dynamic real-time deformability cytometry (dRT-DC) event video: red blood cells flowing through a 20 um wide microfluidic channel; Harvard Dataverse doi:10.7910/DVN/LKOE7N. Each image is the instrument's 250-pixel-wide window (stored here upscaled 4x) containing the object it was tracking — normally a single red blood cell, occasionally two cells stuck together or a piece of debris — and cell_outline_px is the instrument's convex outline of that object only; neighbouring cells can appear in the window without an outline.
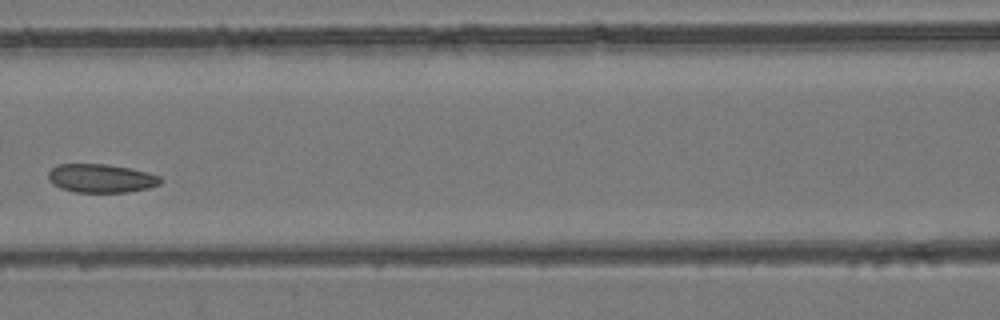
{"species": "common noctule bat (a hibernating species)", "species_latin": "Nyctalus noctula", "temperature_condition": "room temperature", "stored_images_in_passage": 3, "camera_frame_rate_fps": 3000, "um_per_image_px": 0.085, "animal": {"sex": "female", "body_mass_g": 24.6, "forearm_length_mm": 56.2}, "frame": {"image": 1, "passage_image": 3, "time_ms": 2.333, "image_size_px": [1000, 320], "cell_outline_px": [[164, 180], [160, 184], [148, 188], [124, 192], [76, 192], [60, 188], [52, 184], [48, 180], [48, 172], [56, 164], [104, 164], [132, 168], [148, 172], [160, 176]], "centroid_in_image_um": [8.59, 15.15], "position_along_channel_um": 158.0, "area_um2": 18.84}}